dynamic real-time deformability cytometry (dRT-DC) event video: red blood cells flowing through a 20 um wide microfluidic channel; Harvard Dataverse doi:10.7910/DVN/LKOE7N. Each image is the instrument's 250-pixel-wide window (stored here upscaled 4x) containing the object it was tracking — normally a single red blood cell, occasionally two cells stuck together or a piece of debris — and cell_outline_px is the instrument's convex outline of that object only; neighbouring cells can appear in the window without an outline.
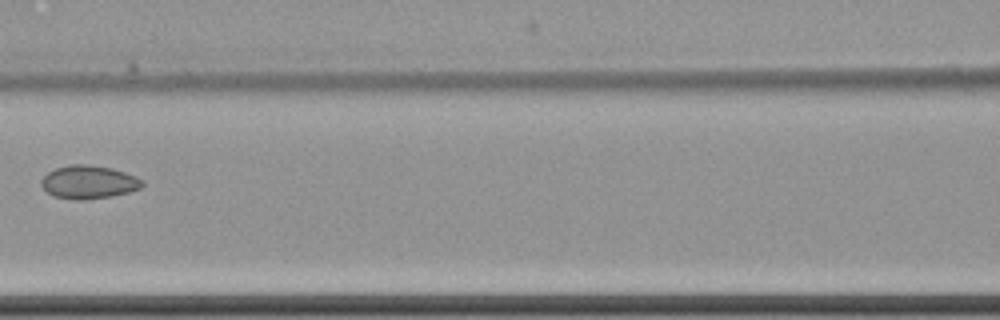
{"species": "common noctule bat (a hibernating species)", "species_latin": "Nyctalus noctula", "temperature_condition": "cold", "stored_images_in_passage": 9, "camera_frame_rate_fps": 3000, "um_per_image_px": 0.085, "animal": {"sex": "female", "body_mass_g": 22.7, "forearm_length_mm": 54.2}, "frame": {"image": 1, "passage_image": 8, "time_ms": 9.667, "image_size_px": [1000, 320], "cell_outline_px": [[144, 184], [140, 188], [128, 192], [112, 196], [84, 200], [76, 200], [52, 196], [40, 184], [40, 180], [48, 172], [56, 168], [72, 164], [88, 164], [112, 168], [136, 176], [144, 180]], "centroid_in_image_um": [7.54, 15.48], "position_along_channel_um": 159.1, "area_um2": 19.65}}
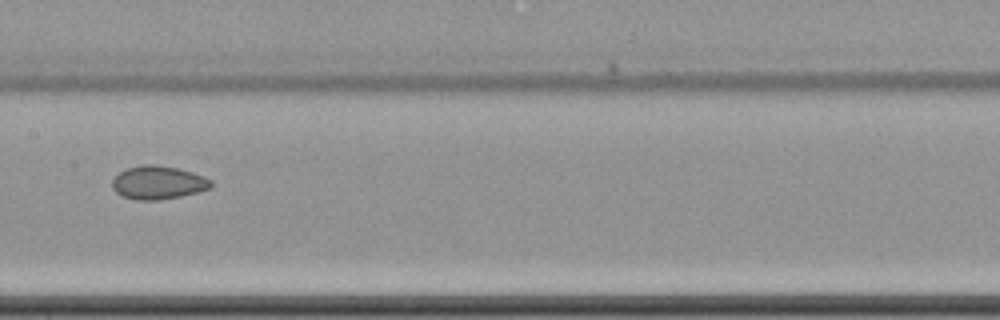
{"frame": {"image": 2, "passage_image": 9, "time_ms": 10.667, "image_size_px": [1000, 320], "cell_outline_px": [[212, 188], [180, 196], [160, 200], [136, 200], [120, 196], [112, 188], [112, 180], [120, 172], [128, 168], [144, 164], [156, 164], [176, 168], [192, 172], [204, 176], [212, 180]], "centroid_in_image_um": [13.44, 15.52], "position_along_channel_um": 194.0, "area_um2": 19.25}}